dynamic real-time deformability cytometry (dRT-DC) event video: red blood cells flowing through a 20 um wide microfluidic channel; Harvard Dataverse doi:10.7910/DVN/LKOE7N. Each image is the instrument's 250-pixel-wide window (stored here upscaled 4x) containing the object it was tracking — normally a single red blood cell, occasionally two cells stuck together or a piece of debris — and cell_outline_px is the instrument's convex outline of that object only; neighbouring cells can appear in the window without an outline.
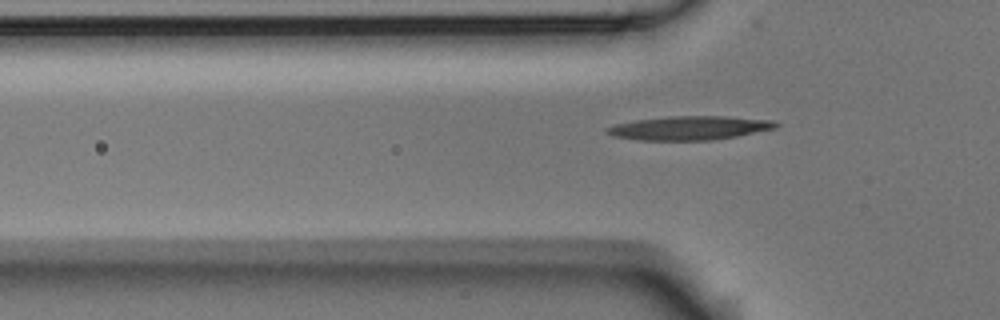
{"species": "Egyptian fruit bat (a non-hibernating species)", "species_latin": "Rousettus aegyptiacus", "temperature_condition": "room temperature", "stored_images_in_passage": 3, "camera_frame_rate_fps": 3000, "um_per_image_px": 0.085, "animal": {"sex": "male"}, "frame": {"image": 1, "passage_image": 3, "time_ms": 0.667, "image_size_px": [1000, 320], "cell_outline_px": [[780, 124], [776, 128], [736, 136], [712, 140], [636, 140], [612, 136], [604, 132], [604, 128], [616, 124], [636, 120], [668, 116], [724, 116], [772, 120]], "centroid_in_image_um": [58.56, 10.88], "position_along_channel_um": 67.2, "area_um2": 23.52}}